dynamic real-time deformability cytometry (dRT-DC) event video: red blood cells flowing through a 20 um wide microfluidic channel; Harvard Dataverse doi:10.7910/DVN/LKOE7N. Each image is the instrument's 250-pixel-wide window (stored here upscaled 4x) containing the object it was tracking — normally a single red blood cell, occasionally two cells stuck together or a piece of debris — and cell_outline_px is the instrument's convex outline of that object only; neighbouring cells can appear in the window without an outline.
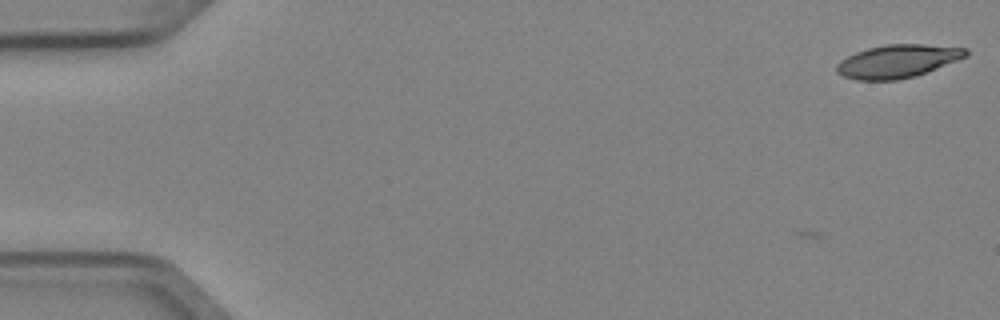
{"species": "Egyptian fruit bat (a non-hibernating species)", "species_latin": "Rousettus aegyptiacus", "temperature_condition": "cold", "stored_images_in_passage": 4, "camera_frame_rate_fps": 3000, "um_per_image_px": 0.085, "animal": {"sex": "female"}, "frame": {"image": 1, "passage_image": 1, "time_ms": 0.0, "image_size_px": [1000, 320], "cell_outline_px": [[968, 56], [916, 76], [896, 80], [856, 80], [844, 76], [836, 72], [836, 64], [840, 60], [856, 52], [868, 48], [884, 44], [924, 44], [968, 48]], "centroid_in_image_um": [76.3, 5.2], "position_along_channel_um": 8.7, "area_um2": 24.97}}